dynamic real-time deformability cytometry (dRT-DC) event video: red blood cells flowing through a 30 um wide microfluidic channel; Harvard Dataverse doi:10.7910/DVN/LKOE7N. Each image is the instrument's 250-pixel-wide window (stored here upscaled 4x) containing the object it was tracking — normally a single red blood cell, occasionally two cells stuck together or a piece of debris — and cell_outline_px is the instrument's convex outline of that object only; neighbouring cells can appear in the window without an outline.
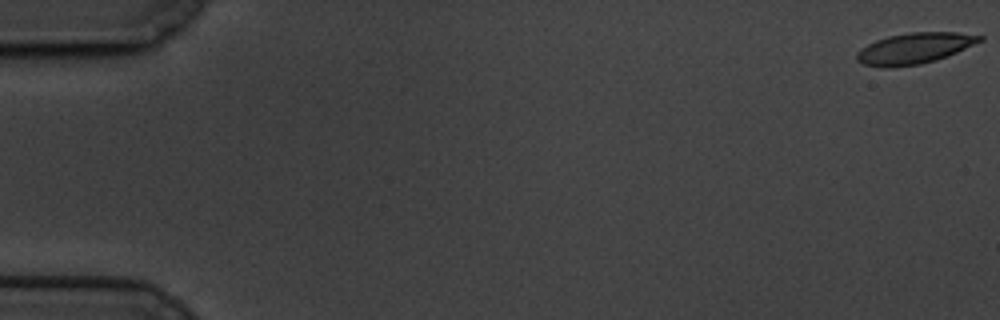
{"species": "common noctule bat (a hibernating species)", "species_latin": "Nyctalus noctula", "temperature_condition": "cold", "stored_images_in_passage": 60, "camera_frame_rate_fps": 3000, "um_per_image_px": 0.085, "animal": {"sex": "male", "body_mass_g": 19.5, "forearm_length_mm": 54.6}, "frame": {"image": 1, "passage_image": 1, "time_ms": 0.0, "image_size_px": [1000, 320], "cell_outline_px": [[984, 40], [948, 56], [936, 60], [920, 64], [892, 68], [884, 68], [864, 64], [856, 60], [856, 52], [868, 44], [876, 40], [888, 36], [912, 32], [956, 32], [984, 36]], "centroid_in_image_um": [77.73, 4.11], "position_along_channel_um": 7.3, "area_um2": 22.25}}
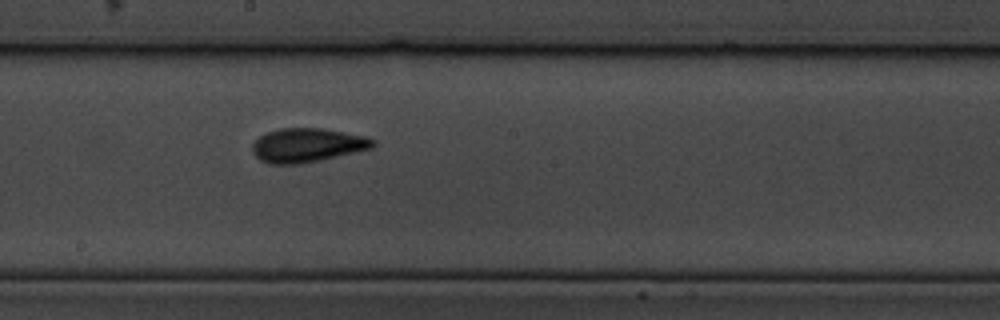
{"frame": {"image": 2, "passage_image": 34, "time_ms": 11.0, "image_size_px": [1000, 320], "cell_outline_px": [[376, 144], [372, 148], [320, 160], [300, 164], [268, 164], [260, 160], [252, 152], [252, 144], [260, 136], [268, 132], [280, 128], [324, 128], [364, 136], [376, 140]], "centroid_in_image_um": [26.11, 12.34], "position_along_channel_um": 222.1, "area_um2": 23.87}}
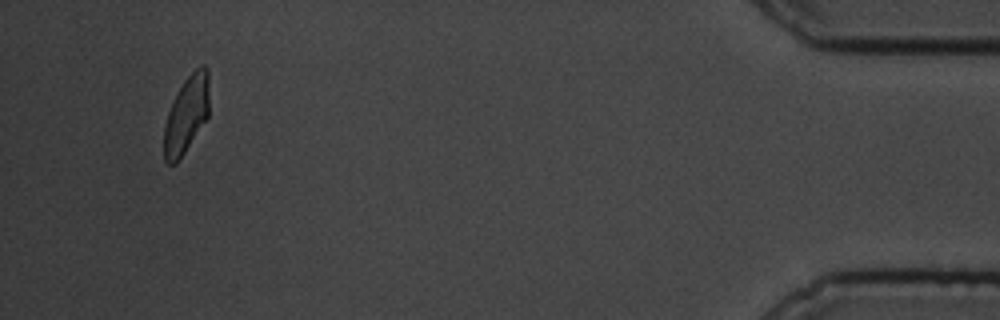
{"frame": {"image": 3, "passage_image": 58, "time_ms": 19.0, "image_size_px": [1000, 320], "cell_outline_px": [[208, 116], [176, 164], [168, 164], [164, 160], [164, 128], [168, 112], [184, 80], [200, 64], [204, 64], [208, 68]], "centroid_in_image_um": [15.85, 9.73], "position_along_channel_um": 419.4, "area_um2": 19.88}}